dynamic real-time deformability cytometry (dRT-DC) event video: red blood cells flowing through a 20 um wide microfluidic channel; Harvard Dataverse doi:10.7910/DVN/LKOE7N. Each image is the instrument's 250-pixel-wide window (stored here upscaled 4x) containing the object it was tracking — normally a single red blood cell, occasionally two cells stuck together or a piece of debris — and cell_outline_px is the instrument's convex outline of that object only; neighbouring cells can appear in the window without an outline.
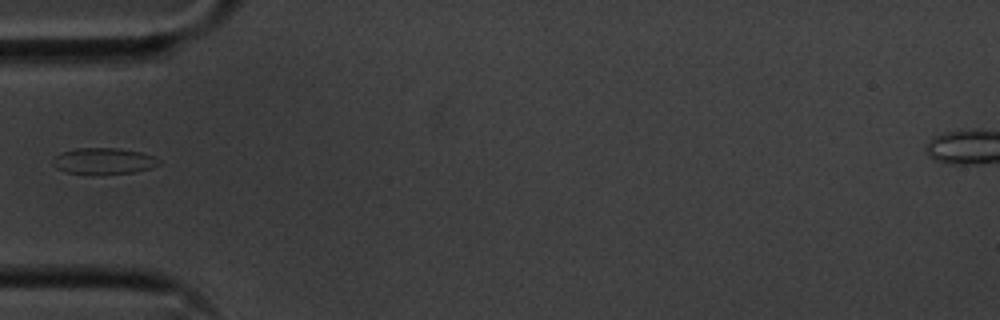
{"species": "common noctule bat (a hibernating species)", "species_latin": "Nyctalus noctula", "temperature_condition": "cold", "stored_images_in_passage": 13, "camera_frame_rate_fps": 3000, "um_per_image_px": 0.085, "animal": {"sex": "male", "body_mass_g": 20.1, "forearm_length_mm": 53.5}, "frame": {"image": 1, "passage_image": 3, "time_ms": 0.667, "image_size_px": [1000, 320], "cell_outline_px": [[160, 164], [152, 168], [132, 172], [64, 172], [56, 168], [52, 164], [52, 160], [56, 156], [64, 152], [76, 148], [116, 148], [140, 152], [152, 156], [160, 160]], "centroid_in_image_um": [8.81, 13.66], "position_along_channel_um": 76.2, "area_um2": 15.55}}
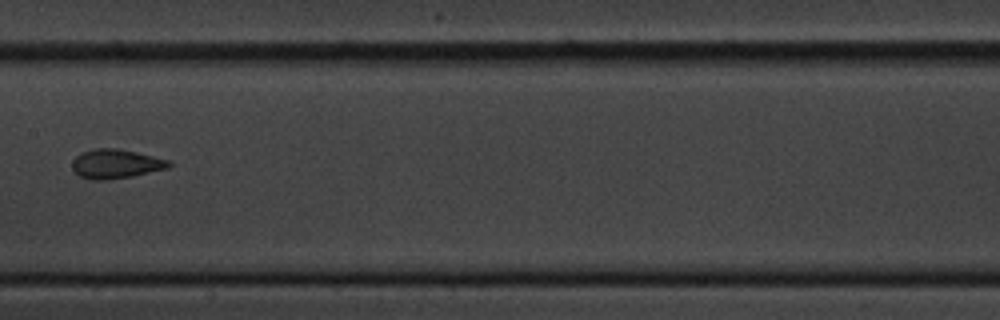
{"frame": {"image": 2, "passage_image": 6, "time_ms": 1.667, "image_size_px": [1000, 320], "cell_outline_px": [[172, 164], [168, 168], [132, 176], [108, 180], [92, 180], [80, 176], [72, 168], [72, 160], [80, 152], [92, 148], [116, 148], [136, 152], [168, 160]], "centroid_in_image_um": [9.8, 13.92], "position_along_channel_um": 197.6, "area_um2": 16.47}}
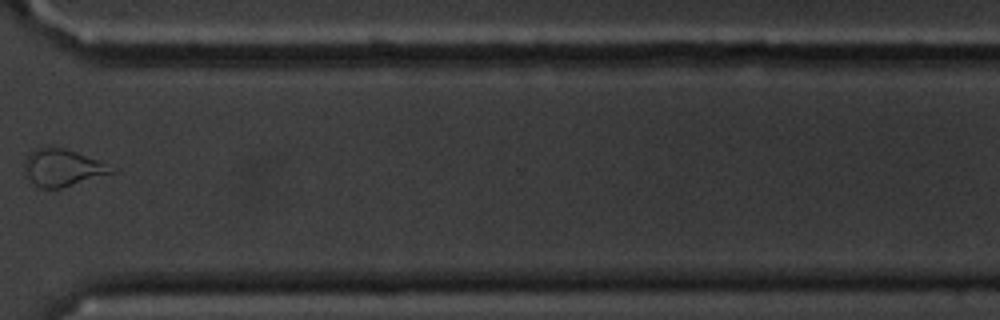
{"frame": {"image": 3, "passage_image": 10, "time_ms": 3.0, "image_size_px": [1000, 320], "cell_outline_px": [[116, 172], [60, 188], [40, 188], [24, 176], [24, 160], [36, 148], [48, 144], [64, 148], [76, 152], [96, 160]], "centroid_in_image_um": [5.2, 14.24], "position_along_channel_um": 365.4, "area_um2": 18.61}}